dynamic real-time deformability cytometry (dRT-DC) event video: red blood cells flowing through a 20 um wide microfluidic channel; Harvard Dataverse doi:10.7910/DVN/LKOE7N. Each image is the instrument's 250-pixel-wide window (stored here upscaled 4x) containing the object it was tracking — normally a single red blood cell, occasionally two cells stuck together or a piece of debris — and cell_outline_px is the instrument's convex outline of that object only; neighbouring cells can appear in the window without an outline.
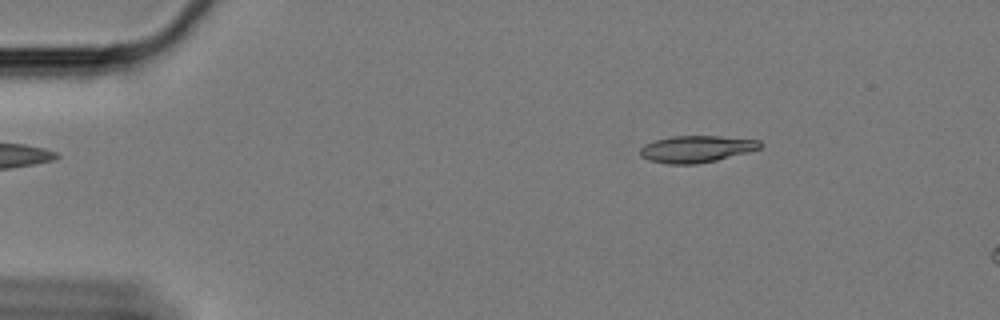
{"species": "Egyptian fruit bat (a non-hibernating species)", "species_latin": "Rousettus aegyptiacus", "temperature_condition": "cold", "stored_images_in_passage": 52, "camera_frame_rate_fps": 3000, "um_per_image_px": 0.085, "animal": {"sex": "female"}, "frame": {"image": 1, "passage_image": 1, "time_ms": 0.0, "image_size_px": [1000, 320], "cell_outline_px": [[764, 144], [760, 148], [716, 160], [696, 164], [668, 164], [648, 160], [640, 156], [640, 148], [644, 144], [656, 140], [672, 136], [720, 136], [760, 140]], "centroid_in_image_um": [59.17, 12.66], "position_along_channel_um": 25.8, "area_um2": 18.67}}
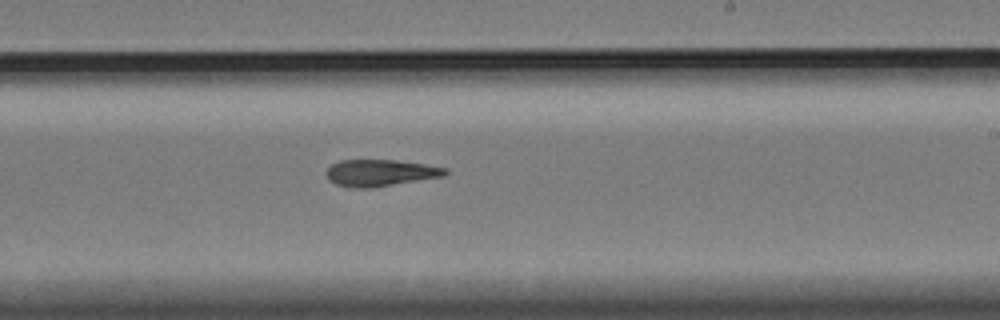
{"frame": {"image": 2, "passage_image": 28, "time_ms": 9.0, "image_size_px": [1000, 320], "cell_outline_px": [[448, 172], [444, 176], [368, 188], [356, 188], [336, 184], [328, 180], [324, 172], [332, 164], [340, 160], [396, 160], [424, 164], [448, 168]], "centroid_in_image_um": [32.29, 14.68], "position_along_channel_um": 256.7, "area_um2": 18.38}}
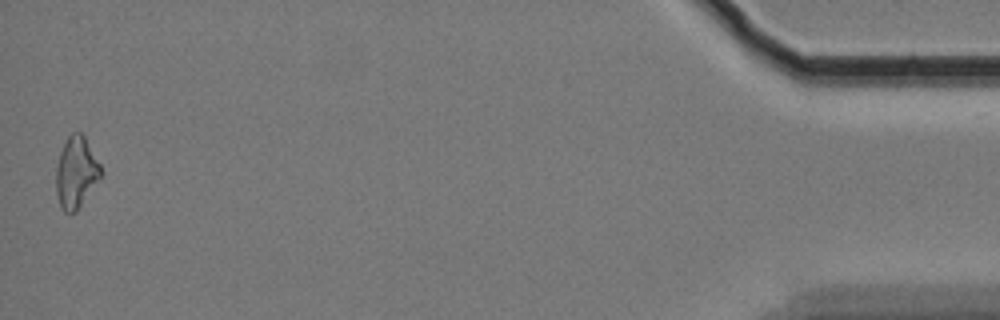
{"frame": {"image": 3, "passage_image": 51, "time_ms": 16.667, "image_size_px": [1000, 320], "cell_outline_px": [[104, 172], [76, 212], [64, 212], [60, 208], [56, 192], [56, 168], [60, 152], [68, 136], [72, 132], [80, 132], [84, 136], [100, 164]], "centroid_in_image_um": [6.47, 14.67], "position_along_channel_um": 428.7, "area_um2": 18.55}, "authors_computed_cell_mechanics": {"area_um2": 18.6694, "velocity_mm_per_s": 3.3527, "shape_relaxation_time_tau1_ms": 9.642, "shape_relaxation_time_tau2_ms": 9.5639, "deformation_change_tau1": 0.1786, "deformation_change_tau2": 0.1946}}